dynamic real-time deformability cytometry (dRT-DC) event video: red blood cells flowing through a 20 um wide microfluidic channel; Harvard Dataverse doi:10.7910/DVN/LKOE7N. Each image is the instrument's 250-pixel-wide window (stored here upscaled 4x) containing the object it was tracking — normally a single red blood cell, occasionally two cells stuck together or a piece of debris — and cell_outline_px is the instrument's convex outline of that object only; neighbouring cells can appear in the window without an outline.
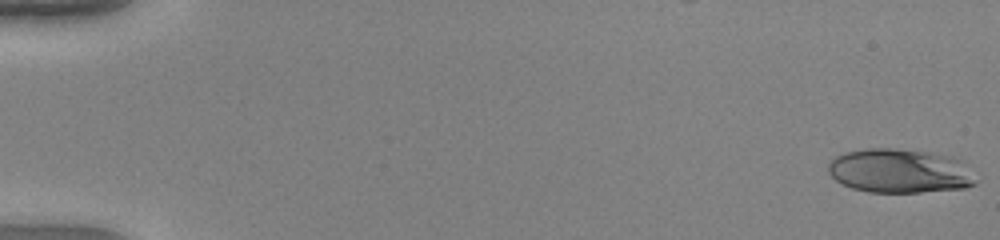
{"species": "human", "species_latin": "Homo sapiens", "temperature_condition": "warm", "stored_images_in_passage": 50, "camera_frame_rate_fps": 3000, "um_per_image_px": 0.085, "donor": {"sex": "female"}, "frame": {"image": 1, "passage_image": 1, "time_ms": 0.0, "image_size_px": [1000, 240], "cell_outline_px": [[980, 180], [976, 184], [964, 188], [920, 192], [868, 192], [852, 188], [836, 180], [828, 172], [828, 164], [836, 156], [844, 152], [864, 148], [896, 148], [932, 152], [952, 156], [964, 160]], "centroid_in_image_um": [76.56, 14.51], "position_along_channel_um": 8.4, "area_um2": 38.67}}
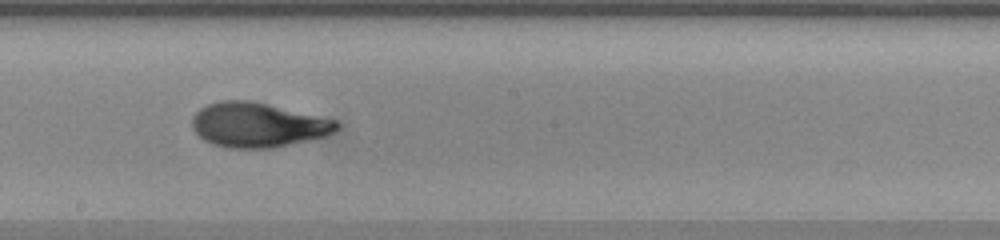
{"frame": {"image": 2, "passage_image": 29, "time_ms": 9.333, "image_size_px": [1000, 240], "cell_outline_px": [[340, 128], [336, 132], [324, 136], [308, 140], [272, 148], [228, 148], [212, 144], [204, 140], [192, 128], [192, 116], [200, 108], [208, 104], [220, 100], [248, 100], [268, 104], [336, 120], [340, 124]], "centroid_in_image_um": [21.91, 10.62], "position_along_channel_um": 226.3, "area_um2": 37.57}}
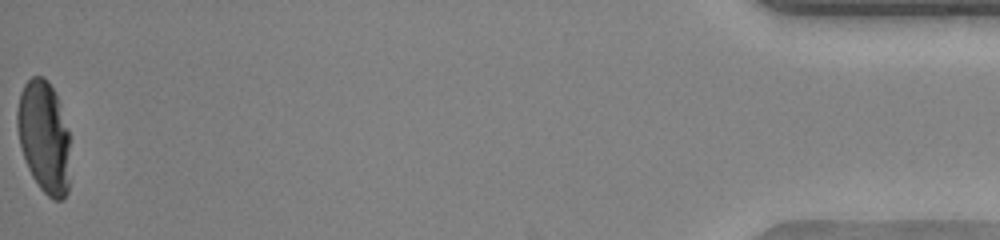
{"frame": {"image": 3, "passage_image": 50, "time_ms": 16.333, "image_size_px": [1000, 240], "cell_outline_px": [[68, 192], [64, 200], [52, 200], [40, 188], [32, 176], [24, 160], [16, 128], [16, 112], [20, 92], [24, 84], [32, 76], [44, 76], [48, 80], [60, 104], [68, 132]], "centroid_in_image_um": [3.71, 11.63], "position_along_channel_um": 431.5, "area_um2": 34.62}, "authors_computed_cell_mechanics": {"area_um2": 36.1539, "velocity_mm_per_s": 4.2135, "shape_relaxation_time_tau1_ms": 6.2334, "shape_relaxation_time_tau2_ms": 0.9743, "deformation_change_tau1": 0.2887, "deformation_change_tau2": 0.0567}}